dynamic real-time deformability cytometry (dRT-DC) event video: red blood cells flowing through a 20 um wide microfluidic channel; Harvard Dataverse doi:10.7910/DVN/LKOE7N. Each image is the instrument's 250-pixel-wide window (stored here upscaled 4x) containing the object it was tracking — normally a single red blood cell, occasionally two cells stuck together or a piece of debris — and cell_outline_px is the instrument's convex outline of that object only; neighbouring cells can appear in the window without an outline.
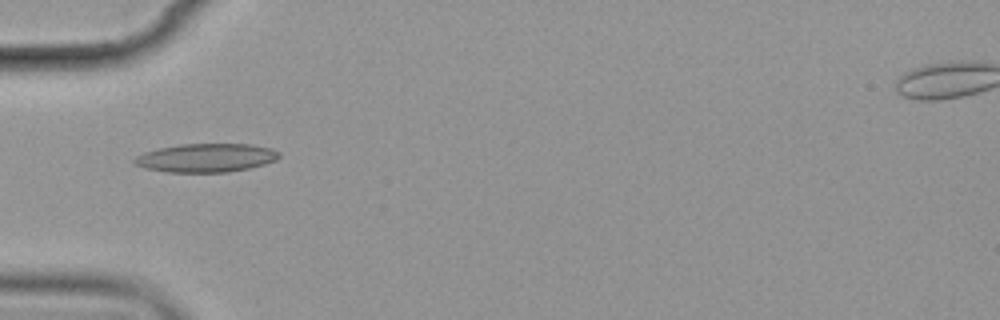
{"species": "common noctule bat (a hibernating species)", "species_latin": "Nyctalus noctula", "temperature_condition": "cold", "stored_images_in_passage": 9, "camera_frame_rate_fps": 3000, "um_per_image_px": 0.085, "animal": {"sex": "female", "body_mass_g": 19.9}, "frame": {"image": 1, "passage_image": 1, "time_ms": 0.0, "image_size_px": [1000, 320], "cell_outline_px": [[280, 156], [276, 160], [264, 164], [248, 168], [228, 172], [168, 172], [144, 168], [136, 164], [132, 160], [136, 156], [144, 152], [160, 148], [180, 144], [252, 144], [272, 148], [280, 152]], "centroid_in_image_um": [17.54, 13.41], "position_along_channel_um": 67.5, "area_um2": 24.1}}
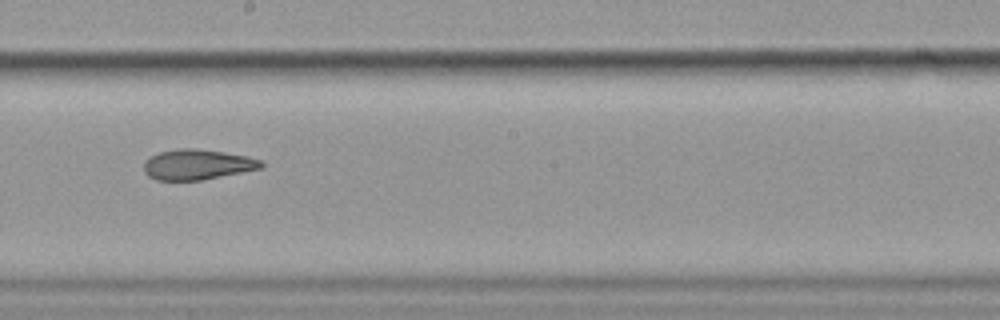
{"frame": {"image": 2, "passage_image": 5, "time_ms": 4.667, "image_size_px": [1000, 320], "cell_outline_px": [[264, 164], [260, 168], [200, 180], [156, 180], [148, 176], [144, 172], [144, 160], [148, 156], [160, 152], [180, 148], [196, 148], [224, 152], [248, 156], [260, 160]], "centroid_in_image_um": [16.71, 13.97], "position_along_channel_um": 231.5, "area_um2": 20.63}}
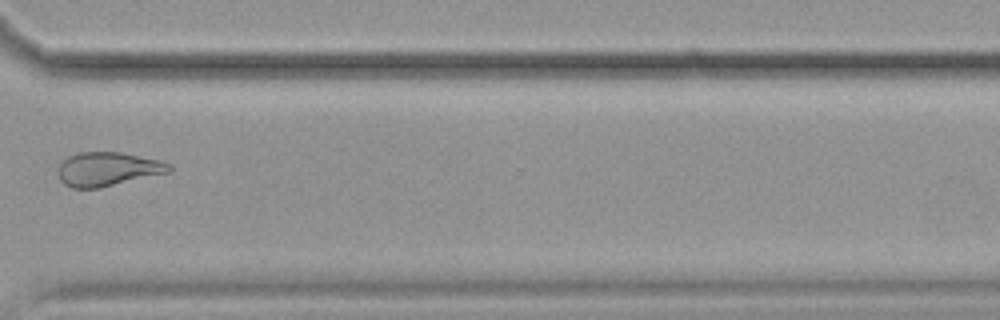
{"frame": {"image": 3, "passage_image": 8, "time_ms": 8.333, "image_size_px": [1000, 320], "cell_outline_px": [[172, 172], [100, 188], [72, 188], [64, 184], [60, 180], [56, 172], [60, 164], [68, 156], [80, 152], [120, 152], [160, 160], [172, 164]], "centroid_in_image_um": [9.18, 14.38], "position_along_channel_um": 361.4, "area_um2": 22.25}}